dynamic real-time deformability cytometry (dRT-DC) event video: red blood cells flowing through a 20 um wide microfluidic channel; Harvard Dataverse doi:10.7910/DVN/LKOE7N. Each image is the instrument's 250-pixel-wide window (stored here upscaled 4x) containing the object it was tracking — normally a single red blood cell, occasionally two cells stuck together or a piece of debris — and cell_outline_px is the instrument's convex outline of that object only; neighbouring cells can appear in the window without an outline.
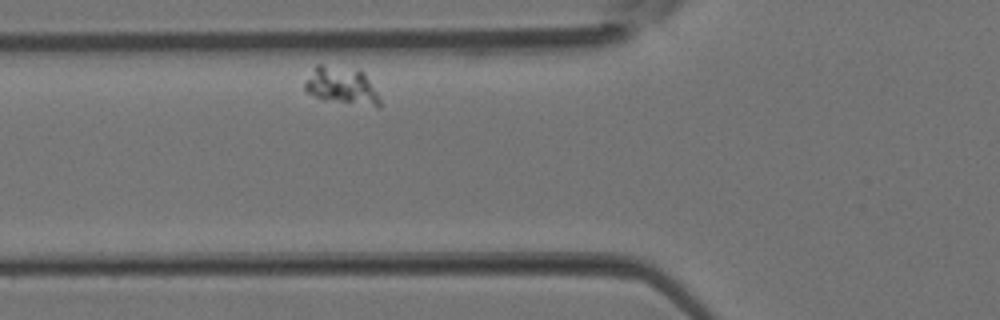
{"species": "Egyptian fruit bat (a non-hibernating species)", "species_latin": "Rousettus aegyptiacus", "temperature_condition": "room temperature", "stored_images_in_passage": 21, "camera_frame_rate_fps": 3000, "um_per_image_px": 0.085, "animal": {"sex": "female"}, "frame": {"image": 1, "passage_image": 2, "time_ms": 0.333, "image_size_px": [1000, 320], "cell_outline_px": [[380, 108], [376, 108], [316, 96], [308, 92], [304, 88], [304, 84], [316, 64], [320, 64], [364, 72], [376, 92], [380, 100]], "centroid_in_image_um": [29.07, 7.29], "position_along_channel_um": 96.7, "area_um2": 15.61}}
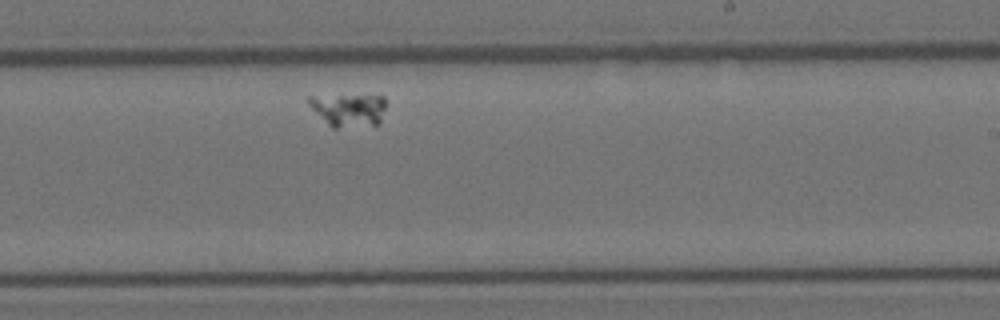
{"frame": {"image": 2, "passage_image": 13, "time_ms": 4.0, "image_size_px": [1000, 320], "cell_outline_px": [[384, 108], [380, 124], [336, 128], [332, 128], [308, 104], [308, 96], [384, 96]], "centroid_in_image_um": [29.63, 9.35], "position_along_channel_um": 259.4, "area_um2": 14.51}}
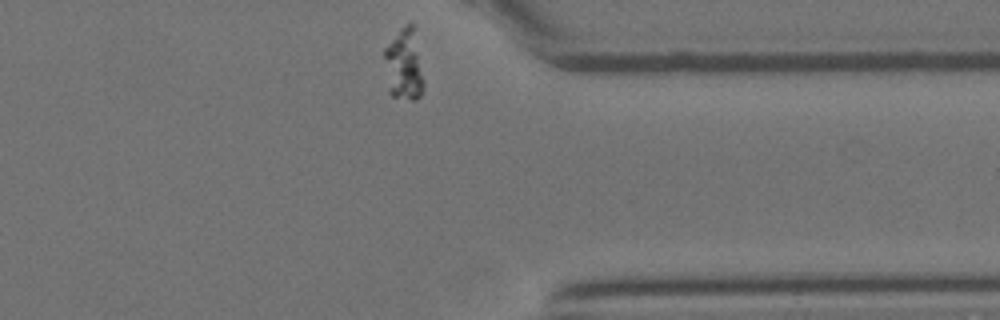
{"frame": {"image": 3, "passage_image": 21, "time_ms": 6.667, "image_size_px": [1000, 320], "cell_outline_px": [[424, 84], [420, 96], [416, 100], [412, 100], [392, 96], [388, 92], [384, 56], [384, 48], [400, 28], [404, 24], [412, 24], [424, 80]], "centroid_in_image_um": [34.32, 5.54], "position_along_channel_um": 377.1, "area_um2": 16.3}}